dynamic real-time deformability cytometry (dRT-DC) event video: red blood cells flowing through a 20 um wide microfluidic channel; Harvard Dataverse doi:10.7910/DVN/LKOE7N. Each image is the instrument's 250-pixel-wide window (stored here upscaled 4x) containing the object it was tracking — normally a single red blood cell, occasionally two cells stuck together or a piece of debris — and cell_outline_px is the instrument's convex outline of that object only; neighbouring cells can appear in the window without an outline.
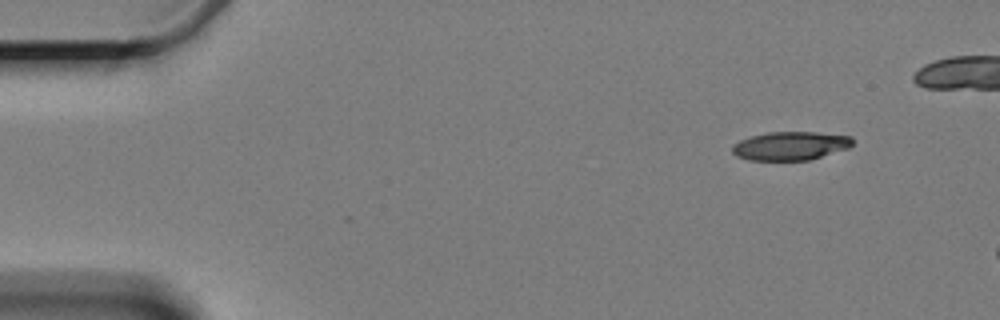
{"species": "Egyptian fruit bat (a non-hibernating species)", "species_latin": "Rousettus aegyptiacus", "temperature_condition": "cold", "stored_images_in_passage": 3, "camera_frame_rate_fps": 3000, "um_per_image_px": 0.085, "animal": {"sex": "female"}, "frame": {"image": 1, "passage_image": 1, "time_ms": 0.0, "image_size_px": [1000, 320], "cell_outline_px": [[852, 144], [848, 148], [808, 160], [748, 160], [736, 156], [732, 152], [732, 144], [748, 136], [768, 132], [816, 132], [852, 136]], "centroid_in_image_um": [67.14, 12.39], "position_along_channel_um": 17.9, "area_um2": 20.06}}